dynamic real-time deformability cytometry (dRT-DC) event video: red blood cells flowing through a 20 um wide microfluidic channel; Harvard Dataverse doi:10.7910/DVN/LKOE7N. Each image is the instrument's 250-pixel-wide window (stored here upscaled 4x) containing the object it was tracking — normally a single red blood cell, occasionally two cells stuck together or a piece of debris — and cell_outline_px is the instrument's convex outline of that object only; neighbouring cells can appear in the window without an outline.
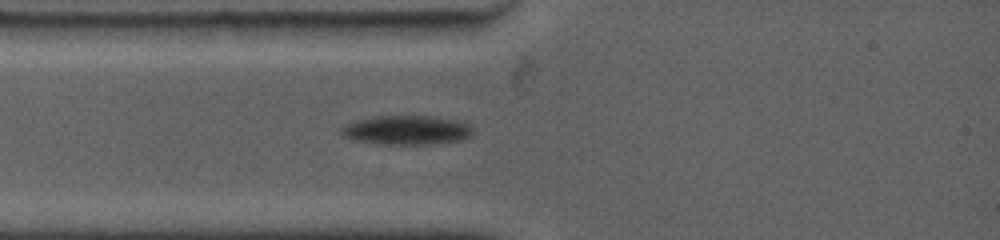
{"species": "common noctule bat (a hibernating species)", "species_latin": "Nyctalus noctula", "temperature_condition": "warm", "stored_images_in_passage": 26, "camera_frame_rate_fps": 4500, "um_per_image_px": 0.085, "animal": {"sex": "female", "body_mass_g": 19.0, "forearm_length_mm": 53.3}, "frame": {"image": 1, "passage_image": 1, "time_ms": 0.0, "image_size_px": [1000, 240], "cell_outline_px": [[472, 132], [464, 140], [428, 144], [380, 144], [356, 140], [344, 136], [340, 132], [340, 128], [356, 120], [372, 116], [432, 116], [456, 120], [468, 124], [472, 128]], "centroid_in_image_um": [34.56, 11.05], "position_along_channel_um": 50.4, "area_um2": 22.25}}
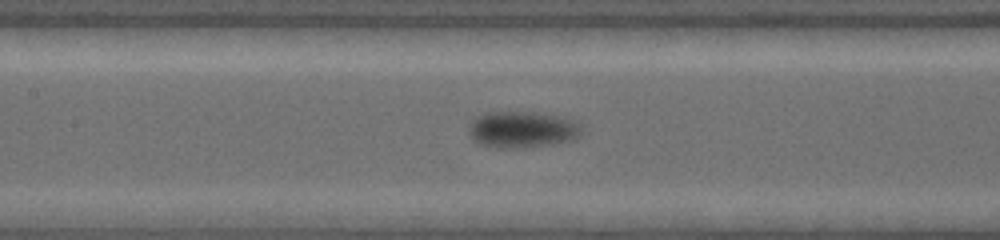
{"frame": {"image": 2, "passage_image": 12, "time_ms": 3.111, "image_size_px": [1000, 240], "cell_outline_px": [[580, 136], [576, 140], [552, 144], [516, 148], [504, 148], [480, 144], [468, 132], [468, 124], [476, 116], [484, 112], [536, 112], [556, 116], [572, 120], [580, 128]], "centroid_in_image_um": [44.35, 11.0], "position_along_channel_um": 163.0, "area_um2": 23.81}}
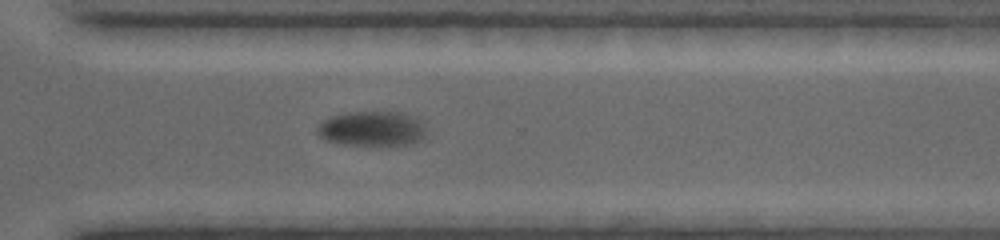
{"frame": {"image": 3, "passage_image": 25, "time_ms": 8.0, "image_size_px": [1000, 240], "cell_outline_px": [[424, 136], [420, 140], [408, 144], [380, 148], [344, 144], [324, 140], [316, 132], [316, 128], [324, 120], [332, 116], [348, 112], [396, 112], [412, 116], [424, 124]], "centroid_in_image_um": [31.6, 10.98], "position_along_channel_um": 339.0, "area_um2": 22.6}}